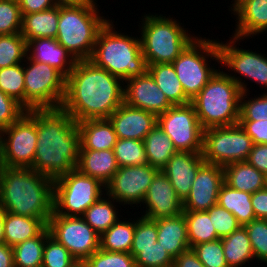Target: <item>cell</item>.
<instances>
[{
    "mask_svg": "<svg viewBox=\"0 0 267 267\" xmlns=\"http://www.w3.org/2000/svg\"><path fill=\"white\" fill-rule=\"evenodd\" d=\"M141 204H145L141 207L145 210L140 215L151 220L176 217L183 212V202L162 170L154 176Z\"/></svg>",
    "mask_w": 267,
    "mask_h": 267,
    "instance_id": "cell-17",
    "label": "cell"
},
{
    "mask_svg": "<svg viewBox=\"0 0 267 267\" xmlns=\"http://www.w3.org/2000/svg\"><path fill=\"white\" fill-rule=\"evenodd\" d=\"M157 124L177 151L202 153L204 129L191 103L171 106L157 116Z\"/></svg>",
    "mask_w": 267,
    "mask_h": 267,
    "instance_id": "cell-13",
    "label": "cell"
},
{
    "mask_svg": "<svg viewBox=\"0 0 267 267\" xmlns=\"http://www.w3.org/2000/svg\"><path fill=\"white\" fill-rule=\"evenodd\" d=\"M58 6H80L88 4H97V0H54Z\"/></svg>",
    "mask_w": 267,
    "mask_h": 267,
    "instance_id": "cell-57",
    "label": "cell"
},
{
    "mask_svg": "<svg viewBox=\"0 0 267 267\" xmlns=\"http://www.w3.org/2000/svg\"><path fill=\"white\" fill-rule=\"evenodd\" d=\"M147 72L173 105L191 103V100L184 92L172 63L148 65Z\"/></svg>",
    "mask_w": 267,
    "mask_h": 267,
    "instance_id": "cell-30",
    "label": "cell"
},
{
    "mask_svg": "<svg viewBox=\"0 0 267 267\" xmlns=\"http://www.w3.org/2000/svg\"><path fill=\"white\" fill-rule=\"evenodd\" d=\"M59 6L31 14H22L21 34L26 42L38 38L56 39L58 33Z\"/></svg>",
    "mask_w": 267,
    "mask_h": 267,
    "instance_id": "cell-28",
    "label": "cell"
},
{
    "mask_svg": "<svg viewBox=\"0 0 267 267\" xmlns=\"http://www.w3.org/2000/svg\"><path fill=\"white\" fill-rule=\"evenodd\" d=\"M50 235L46 226L37 236L13 246L15 267H42L43 248Z\"/></svg>",
    "mask_w": 267,
    "mask_h": 267,
    "instance_id": "cell-36",
    "label": "cell"
},
{
    "mask_svg": "<svg viewBox=\"0 0 267 267\" xmlns=\"http://www.w3.org/2000/svg\"><path fill=\"white\" fill-rule=\"evenodd\" d=\"M192 250L205 267H229L224 257L221 239L195 245Z\"/></svg>",
    "mask_w": 267,
    "mask_h": 267,
    "instance_id": "cell-47",
    "label": "cell"
},
{
    "mask_svg": "<svg viewBox=\"0 0 267 267\" xmlns=\"http://www.w3.org/2000/svg\"><path fill=\"white\" fill-rule=\"evenodd\" d=\"M46 225L38 218L26 217L4 211V242L15 246L37 236Z\"/></svg>",
    "mask_w": 267,
    "mask_h": 267,
    "instance_id": "cell-29",
    "label": "cell"
},
{
    "mask_svg": "<svg viewBox=\"0 0 267 267\" xmlns=\"http://www.w3.org/2000/svg\"><path fill=\"white\" fill-rule=\"evenodd\" d=\"M27 57V42L21 33L0 35V68L23 63Z\"/></svg>",
    "mask_w": 267,
    "mask_h": 267,
    "instance_id": "cell-38",
    "label": "cell"
},
{
    "mask_svg": "<svg viewBox=\"0 0 267 267\" xmlns=\"http://www.w3.org/2000/svg\"><path fill=\"white\" fill-rule=\"evenodd\" d=\"M26 111L21 104L0 90V128H7Z\"/></svg>",
    "mask_w": 267,
    "mask_h": 267,
    "instance_id": "cell-50",
    "label": "cell"
},
{
    "mask_svg": "<svg viewBox=\"0 0 267 267\" xmlns=\"http://www.w3.org/2000/svg\"><path fill=\"white\" fill-rule=\"evenodd\" d=\"M42 267H70L75 258L65 246L49 235L43 248Z\"/></svg>",
    "mask_w": 267,
    "mask_h": 267,
    "instance_id": "cell-44",
    "label": "cell"
},
{
    "mask_svg": "<svg viewBox=\"0 0 267 267\" xmlns=\"http://www.w3.org/2000/svg\"><path fill=\"white\" fill-rule=\"evenodd\" d=\"M4 242V211L0 208V244Z\"/></svg>",
    "mask_w": 267,
    "mask_h": 267,
    "instance_id": "cell-59",
    "label": "cell"
},
{
    "mask_svg": "<svg viewBox=\"0 0 267 267\" xmlns=\"http://www.w3.org/2000/svg\"><path fill=\"white\" fill-rule=\"evenodd\" d=\"M113 150L80 149L76 169L106 185L118 170Z\"/></svg>",
    "mask_w": 267,
    "mask_h": 267,
    "instance_id": "cell-25",
    "label": "cell"
},
{
    "mask_svg": "<svg viewBox=\"0 0 267 267\" xmlns=\"http://www.w3.org/2000/svg\"><path fill=\"white\" fill-rule=\"evenodd\" d=\"M238 123L251 137L253 144H267V120L239 121Z\"/></svg>",
    "mask_w": 267,
    "mask_h": 267,
    "instance_id": "cell-51",
    "label": "cell"
},
{
    "mask_svg": "<svg viewBox=\"0 0 267 267\" xmlns=\"http://www.w3.org/2000/svg\"><path fill=\"white\" fill-rule=\"evenodd\" d=\"M54 181L30 168L5 167L0 176V208L40 219L46 226L53 213Z\"/></svg>",
    "mask_w": 267,
    "mask_h": 267,
    "instance_id": "cell-3",
    "label": "cell"
},
{
    "mask_svg": "<svg viewBox=\"0 0 267 267\" xmlns=\"http://www.w3.org/2000/svg\"><path fill=\"white\" fill-rule=\"evenodd\" d=\"M24 62L25 109L60 108L65 96L66 77L49 64L36 62L28 56Z\"/></svg>",
    "mask_w": 267,
    "mask_h": 267,
    "instance_id": "cell-9",
    "label": "cell"
},
{
    "mask_svg": "<svg viewBox=\"0 0 267 267\" xmlns=\"http://www.w3.org/2000/svg\"><path fill=\"white\" fill-rule=\"evenodd\" d=\"M98 6H59L56 40L76 60L90 59L100 30L111 20L100 14Z\"/></svg>",
    "mask_w": 267,
    "mask_h": 267,
    "instance_id": "cell-7",
    "label": "cell"
},
{
    "mask_svg": "<svg viewBox=\"0 0 267 267\" xmlns=\"http://www.w3.org/2000/svg\"><path fill=\"white\" fill-rule=\"evenodd\" d=\"M253 142L241 125L211 127L204 130L202 157L205 163L225 166L246 161Z\"/></svg>",
    "mask_w": 267,
    "mask_h": 267,
    "instance_id": "cell-12",
    "label": "cell"
},
{
    "mask_svg": "<svg viewBox=\"0 0 267 267\" xmlns=\"http://www.w3.org/2000/svg\"><path fill=\"white\" fill-rule=\"evenodd\" d=\"M250 93H241L239 121L267 120V92L249 98ZM247 98V99H245Z\"/></svg>",
    "mask_w": 267,
    "mask_h": 267,
    "instance_id": "cell-43",
    "label": "cell"
},
{
    "mask_svg": "<svg viewBox=\"0 0 267 267\" xmlns=\"http://www.w3.org/2000/svg\"><path fill=\"white\" fill-rule=\"evenodd\" d=\"M157 226V242L175 259L190 249L187 236V223L182 212L176 217L154 220Z\"/></svg>",
    "mask_w": 267,
    "mask_h": 267,
    "instance_id": "cell-24",
    "label": "cell"
},
{
    "mask_svg": "<svg viewBox=\"0 0 267 267\" xmlns=\"http://www.w3.org/2000/svg\"><path fill=\"white\" fill-rule=\"evenodd\" d=\"M227 42H219L218 49L220 54L221 68L229 69L225 72L230 78H232L239 86L242 93H249L250 90L247 87L246 79L254 82L257 85H261L262 89L267 88V57L263 53H258L250 49L246 50L240 47V38L232 36L229 37ZM237 43V44H236ZM236 44V45H235ZM238 45V47H237ZM265 55V56H264ZM225 66V67H224ZM231 70V71H230ZM233 71V72H232ZM237 74L239 76H237ZM237 76V77H236ZM244 78L245 80H243ZM267 91V89H266Z\"/></svg>",
    "mask_w": 267,
    "mask_h": 267,
    "instance_id": "cell-11",
    "label": "cell"
},
{
    "mask_svg": "<svg viewBox=\"0 0 267 267\" xmlns=\"http://www.w3.org/2000/svg\"><path fill=\"white\" fill-rule=\"evenodd\" d=\"M70 267H88L86 260H77L70 265Z\"/></svg>",
    "mask_w": 267,
    "mask_h": 267,
    "instance_id": "cell-60",
    "label": "cell"
},
{
    "mask_svg": "<svg viewBox=\"0 0 267 267\" xmlns=\"http://www.w3.org/2000/svg\"><path fill=\"white\" fill-rule=\"evenodd\" d=\"M136 267H173L174 259L160 243L148 247H131Z\"/></svg>",
    "mask_w": 267,
    "mask_h": 267,
    "instance_id": "cell-41",
    "label": "cell"
},
{
    "mask_svg": "<svg viewBox=\"0 0 267 267\" xmlns=\"http://www.w3.org/2000/svg\"><path fill=\"white\" fill-rule=\"evenodd\" d=\"M207 212L212 217V225L219 239L230 235L241 227L237 218L219 204L210 207Z\"/></svg>",
    "mask_w": 267,
    "mask_h": 267,
    "instance_id": "cell-48",
    "label": "cell"
},
{
    "mask_svg": "<svg viewBox=\"0 0 267 267\" xmlns=\"http://www.w3.org/2000/svg\"><path fill=\"white\" fill-rule=\"evenodd\" d=\"M220 239L229 267H246V262L250 265L249 263L255 260L249 235L244 226Z\"/></svg>",
    "mask_w": 267,
    "mask_h": 267,
    "instance_id": "cell-31",
    "label": "cell"
},
{
    "mask_svg": "<svg viewBox=\"0 0 267 267\" xmlns=\"http://www.w3.org/2000/svg\"><path fill=\"white\" fill-rule=\"evenodd\" d=\"M113 124L117 139L143 141L157 125V116L140 108L122 103L108 118Z\"/></svg>",
    "mask_w": 267,
    "mask_h": 267,
    "instance_id": "cell-20",
    "label": "cell"
},
{
    "mask_svg": "<svg viewBox=\"0 0 267 267\" xmlns=\"http://www.w3.org/2000/svg\"><path fill=\"white\" fill-rule=\"evenodd\" d=\"M124 84V103L127 105L149 111L156 116L173 106L148 72L128 78Z\"/></svg>",
    "mask_w": 267,
    "mask_h": 267,
    "instance_id": "cell-19",
    "label": "cell"
},
{
    "mask_svg": "<svg viewBox=\"0 0 267 267\" xmlns=\"http://www.w3.org/2000/svg\"><path fill=\"white\" fill-rule=\"evenodd\" d=\"M231 11L237 24L231 36L244 41L267 32V0H232ZM238 20V21H237ZM234 34V35H233ZM252 35V36H251Z\"/></svg>",
    "mask_w": 267,
    "mask_h": 267,
    "instance_id": "cell-21",
    "label": "cell"
},
{
    "mask_svg": "<svg viewBox=\"0 0 267 267\" xmlns=\"http://www.w3.org/2000/svg\"><path fill=\"white\" fill-rule=\"evenodd\" d=\"M3 131L5 167L31 169L37 146L36 121L25 112Z\"/></svg>",
    "mask_w": 267,
    "mask_h": 267,
    "instance_id": "cell-16",
    "label": "cell"
},
{
    "mask_svg": "<svg viewBox=\"0 0 267 267\" xmlns=\"http://www.w3.org/2000/svg\"><path fill=\"white\" fill-rule=\"evenodd\" d=\"M217 40L202 38L199 35L172 62L184 92L190 100L203 89L219 70V67L218 69L214 66L210 67L211 61L220 64Z\"/></svg>",
    "mask_w": 267,
    "mask_h": 267,
    "instance_id": "cell-8",
    "label": "cell"
},
{
    "mask_svg": "<svg viewBox=\"0 0 267 267\" xmlns=\"http://www.w3.org/2000/svg\"><path fill=\"white\" fill-rule=\"evenodd\" d=\"M223 183V166L204 163L193 180L189 195L183 201V211H207L217 204Z\"/></svg>",
    "mask_w": 267,
    "mask_h": 267,
    "instance_id": "cell-18",
    "label": "cell"
},
{
    "mask_svg": "<svg viewBox=\"0 0 267 267\" xmlns=\"http://www.w3.org/2000/svg\"><path fill=\"white\" fill-rule=\"evenodd\" d=\"M124 81L90 60H77L66 77L61 109L76 122L108 119L124 102Z\"/></svg>",
    "mask_w": 267,
    "mask_h": 267,
    "instance_id": "cell-1",
    "label": "cell"
},
{
    "mask_svg": "<svg viewBox=\"0 0 267 267\" xmlns=\"http://www.w3.org/2000/svg\"><path fill=\"white\" fill-rule=\"evenodd\" d=\"M157 242L156 222L145 217L135 218L132 247H148Z\"/></svg>",
    "mask_w": 267,
    "mask_h": 267,
    "instance_id": "cell-49",
    "label": "cell"
},
{
    "mask_svg": "<svg viewBox=\"0 0 267 267\" xmlns=\"http://www.w3.org/2000/svg\"><path fill=\"white\" fill-rule=\"evenodd\" d=\"M0 267H15L13 248L5 243L0 244Z\"/></svg>",
    "mask_w": 267,
    "mask_h": 267,
    "instance_id": "cell-56",
    "label": "cell"
},
{
    "mask_svg": "<svg viewBox=\"0 0 267 267\" xmlns=\"http://www.w3.org/2000/svg\"><path fill=\"white\" fill-rule=\"evenodd\" d=\"M105 194V185L78 169L54 180L53 211L63 216H82Z\"/></svg>",
    "mask_w": 267,
    "mask_h": 267,
    "instance_id": "cell-10",
    "label": "cell"
},
{
    "mask_svg": "<svg viewBox=\"0 0 267 267\" xmlns=\"http://www.w3.org/2000/svg\"><path fill=\"white\" fill-rule=\"evenodd\" d=\"M113 151L118 167L148 164L143 141L117 139Z\"/></svg>",
    "mask_w": 267,
    "mask_h": 267,
    "instance_id": "cell-40",
    "label": "cell"
},
{
    "mask_svg": "<svg viewBox=\"0 0 267 267\" xmlns=\"http://www.w3.org/2000/svg\"><path fill=\"white\" fill-rule=\"evenodd\" d=\"M251 197V193L232 189L223 183L219 190L217 204L232 213L241 226H244L253 219H256L251 204Z\"/></svg>",
    "mask_w": 267,
    "mask_h": 267,
    "instance_id": "cell-33",
    "label": "cell"
},
{
    "mask_svg": "<svg viewBox=\"0 0 267 267\" xmlns=\"http://www.w3.org/2000/svg\"><path fill=\"white\" fill-rule=\"evenodd\" d=\"M116 203L119 204L105 193L85 211L82 218L101 236L116 221L122 219Z\"/></svg>",
    "mask_w": 267,
    "mask_h": 267,
    "instance_id": "cell-32",
    "label": "cell"
},
{
    "mask_svg": "<svg viewBox=\"0 0 267 267\" xmlns=\"http://www.w3.org/2000/svg\"><path fill=\"white\" fill-rule=\"evenodd\" d=\"M204 163L202 153L177 151L162 169L182 202L189 195L193 180Z\"/></svg>",
    "mask_w": 267,
    "mask_h": 267,
    "instance_id": "cell-22",
    "label": "cell"
},
{
    "mask_svg": "<svg viewBox=\"0 0 267 267\" xmlns=\"http://www.w3.org/2000/svg\"><path fill=\"white\" fill-rule=\"evenodd\" d=\"M158 171L150 164L119 167L105 185V193L119 202L120 207H141L148 187Z\"/></svg>",
    "mask_w": 267,
    "mask_h": 267,
    "instance_id": "cell-15",
    "label": "cell"
},
{
    "mask_svg": "<svg viewBox=\"0 0 267 267\" xmlns=\"http://www.w3.org/2000/svg\"><path fill=\"white\" fill-rule=\"evenodd\" d=\"M77 124L80 131V149H114L117 136L109 119H89Z\"/></svg>",
    "mask_w": 267,
    "mask_h": 267,
    "instance_id": "cell-26",
    "label": "cell"
},
{
    "mask_svg": "<svg viewBox=\"0 0 267 267\" xmlns=\"http://www.w3.org/2000/svg\"><path fill=\"white\" fill-rule=\"evenodd\" d=\"M86 262L88 267H136L135 259L130 253L110 252L100 248Z\"/></svg>",
    "mask_w": 267,
    "mask_h": 267,
    "instance_id": "cell-46",
    "label": "cell"
},
{
    "mask_svg": "<svg viewBox=\"0 0 267 267\" xmlns=\"http://www.w3.org/2000/svg\"><path fill=\"white\" fill-rule=\"evenodd\" d=\"M187 223V236L190 248L195 245L218 240L212 225V217L207 211H183Z\"/></svg>",
    "mask_w": 267,
    "mask_h": 267,
    "instance_id": "cell-37",
    "label": "cell"
},
{
    "mask_svg": "<svg viewBox=\"0 0 267 267\" xmlns=\"http://www.w3.org/2000/svg\"><path fill=\"white\" fill-rule=\"evenodd\" d=\"M251 204L256 218L267 219V187L252 193Z\"/></svg>",
    "mask_w": 267,
    "mask_h": 267,
    "instance_id": "cell-54",
    "label": "cell"
},
{
    "mask_svg": "<svg viewBox=\"0 0 267 267\" xmlns=\"http://www.w3.org/2000/svg\"><path fill=\"white\" fill-rule=\"evenodd\" d=\"M0 90L25 108L23 63L0 68Z\"/></svg>",
    "mask_w": 267,
    "mask_h": 267,
    "instance_id": "cell-39",
    "label": "cell"
},
{
    "mask_svg": "<svg viewBox=\"0 0 267 267\" xmlns=\"http://www.w3.org/2000/svg\"><path fill=\"white\" fill-rule=\"evenodd\" d=\"M22 14L16 0H0V35L21 33Z\"/></svg>",
    "mask_w": 267,
    "mask_h": 267,
    "instance_id": "cell-45",
    "label": "cell"
},
{
    "mask_svg": "<svg viewBox=\"0 0 267 267\" xmlns=\"http://www.w3.org/2000/svg\"><path fill=\"white\" fill-rule=\"evenodd\" d=\"M27 56L36 62L49 64L67 77L77 60L56 39L38 38L27 42Z\"/></svg>",
    "mask_w": 267,
    "mask_h": 267,
    "instance_id": "cell-23",
    "label": "cell"
},
{
    "mask_svg": "<svg viewBox=\"0 0 267 267\" xmlns=\"http://www.w3.org/2000/svg\"><path fill=\"white\" fill-rule=\"evenodd\" d=\"M257 263L267 265V219L256 218L244 225Z\"/></svg>",
    "mask_w": 267,
    "mask_h": 267,
    "instance_id": "cell-42",
    "label": "cell"
},
{
    "mask_svg": "<svg viewBox=\"0 0 267 267\" xmlns=\"http://www.w3.org/2000/svg\"><path fill=\"white\" fill-rule=\"evenodd\" d=\"M173 267H205L192 248L182 252L174 259Z\"/></svg>",
    "mask_w": 267,
    "mask_h": 267,
    "instance_id": "cell-55",
    "label": "cell"
},
{
    "mask_svg": "<svg viewBox=\"0 0 267 267\" xmlns=\"http://www.w3.org/2000/svg\"><path fill=\"white\" fill-rule=\"evenodd\" d=\"M224 183L232 189L254 193L267 187V177L247 161L223 166Z\"/></svg>",
    "mask_w": 267,
    "mask_h": 267,
    "instance_id": "cell-27",
    "label": "cell"
},
{
    "mask_svg": "<svg viewBox=\"0 0 267 267\" xmlns=\"http://www.w3.org/2000/svg\"><path fill=\"white\" fill-rule=\"evenodd\" d=\"M154 14L145 13L144 18L140 19L142 21H139L142 25H138L137 31L140 32L142 53L147 66L172 63L197 37L184 28V24L176 18Z\"/></svg>",
    "mask_w": 267,
    "mask_h": 267,
    "instance_id": "cell-5",
    "label": "cell"
},
{
    "mask_svg": "<svg viewBox=\"0 0 267 267\" xmlns=\"http://www.w3.org/2000/svg\"><path fill=\"white\" fill-rule=\"evenodd\" d=\"M26 112L36 121L37 130L31 169L53 181L75 169L81 146L77 122L61 108Z\"/></svg>",
    "mask_w": 267,
    "mask_h": 267,
    "instance_id": "cell-2",
    "label": "cell"
},
{
    "mask_svg": "<svg viewBox=\"0 0 267 267\" xmlns=\"http://www.w3.org/2000/svg\"><path fill=\"white\" fill-rule=\"evenodd\" d=\"M122 219L116 221L100 236V249L110 252L130 253L135 232V218H129L128 220L125 218V221L124 218Z\"/></svg>",
    "mask_w": 267,
    "mask_h": 267,
    "instance_id": "cell-35",
    "label": "cell"
},
{
    "mask_svg": "<svg viewBox=\"0 0 267 267\" xmlns=\"http://www.w3.org/2000/svg\"><path fill=\"white\" fill-rule=\"evenodd\" d=\"M246 161L267 177V144H253Z\"/></svg>",
    "mask_w": 267,
    "mask_h": 267,
    "instance_id": "cell-52",
    "label": "cell"
},
{
    "mask_svg": "<svg viewBox=\"0 0 267 267\" xmlns=\"http://www.w3.org/2000/svg\"><path fill=\"white\" fill-rule=\"evenodd\" d=\"M3 143H4V131L2 128H0V176L5 169Z\"/></svg>",
    "mask_w": 267,
    "mask_h": 267,
    "instance_id": "cell-58",
    "label": "cell"
},
{
    "mask_svg": "<svg viewBox=\"0 0 267 267\" xmlns=\"http://www.w3.org/2000/svg\"><path fill=\"white\" fill-rule=\"evenodd\" d=\"M222 70L219 69L191 100L204 130L211 127L231 126L239 122L242 92L238 84Z\"/></svg>",
    "mask_w": 267,
    "mask_h": 267,
    "instance_id": "cell-6",
    "label": "cell"
},
{
    "mask_svg": "<svg viewBox=\"0 0 267 267\" xmlns=\"http://www.w3.org/2000/svg\"><path fill=\"white\" fill-rule=\"evenodd\" d=\"M21 14L45 11L56 6L54 0H18Z\"/></svg>",
    "mask_w": 267,
    "mask_h": 267,
    "instance_id": "cell-53",
    "label": "cell"
},
{
    "mask_svg": "<svg viewBox=\"0 0 267 267\" xmlns=\"http://www.w3.org/2000/svg\"><path fill=\"white\" fill-rule=\"evenodd\" d=\"M112 20L100 30L89 60L123 81L144 75L148 66L142 53L140 37L116 31Z\"/></svg>",
    "mask_w": 267,
    "mask_h": 267,
    "instance_id": "cell-4",
    "label": "cell"
},
{
    "mask_svg": "<svg viewBox=\"0 0 267 267\" xmlns=\"http://www.w3.org/2000/svg\"><path fill=\"white\" fill-rule=\"evenodd\" d=\"M148 164L162 170L177 152L171 139L157 124L143 140Z\"/></svg>",
    "mask_w": 267,
    "mask_h": 267,
    "instance_id": "cell-34",
    "label": "cell"
},
{
    "mask_svg": "<svg viewBox=\"0 0 267 267\" xmlns=\"http://www.w3.org/2000/svg\"><path fill=\"white\" fill-rule=\"evenodd\" d=\"M50 235L77 260H86L100 248V235L82 216H63L54 211L48 222Z\"/></svg>",
    "mask_w": 267,
    "mask_h": 267,
    "instance_id": "cell-14",
    "label": "cell"
}]
</instances>
